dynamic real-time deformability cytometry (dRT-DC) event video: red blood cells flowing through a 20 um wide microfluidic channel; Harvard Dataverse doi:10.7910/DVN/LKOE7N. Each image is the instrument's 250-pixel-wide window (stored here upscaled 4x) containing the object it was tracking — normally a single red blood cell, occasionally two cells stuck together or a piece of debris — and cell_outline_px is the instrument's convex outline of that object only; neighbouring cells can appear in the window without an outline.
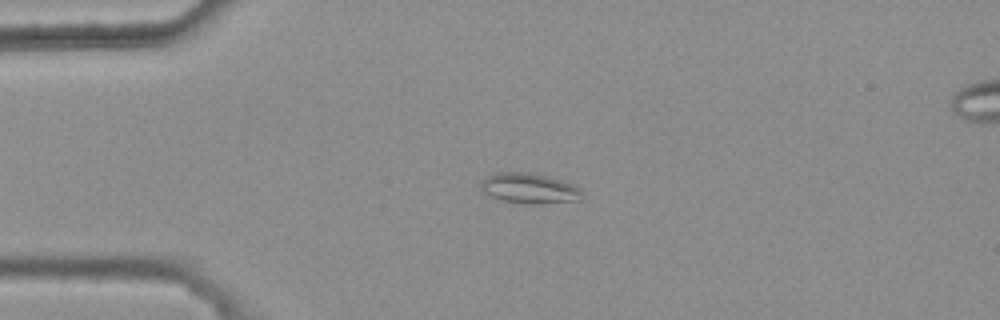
{"species": "common noctule bat (a hibernating species)", "species_latin": "Nyctalus noctula", "temperature_condition": "warm", "stored_images_in_passage": 3, "camera_frame_rate_fps": 3000, "um_per_image_px": 0.085, "animal": {"sex": "female", "body_mass_g": 25.1}, "frame": {"image": 1, "passage_image": 3, "time_ms": 0.667, "image_size_px": [1000, 320], "cell_outline_px": [[580, 200], [540, 204], [528, 204], [504, 200], [492, 196], [484, 192], [480, 188], [480, 180], [496, 172], [528, 172], [548, 176], [572, 184], [580, 188]], "centroid_in_image_um": [44.96, 16.0], "position_along_channel_um": 40.0, "area_um2": 17.74}}